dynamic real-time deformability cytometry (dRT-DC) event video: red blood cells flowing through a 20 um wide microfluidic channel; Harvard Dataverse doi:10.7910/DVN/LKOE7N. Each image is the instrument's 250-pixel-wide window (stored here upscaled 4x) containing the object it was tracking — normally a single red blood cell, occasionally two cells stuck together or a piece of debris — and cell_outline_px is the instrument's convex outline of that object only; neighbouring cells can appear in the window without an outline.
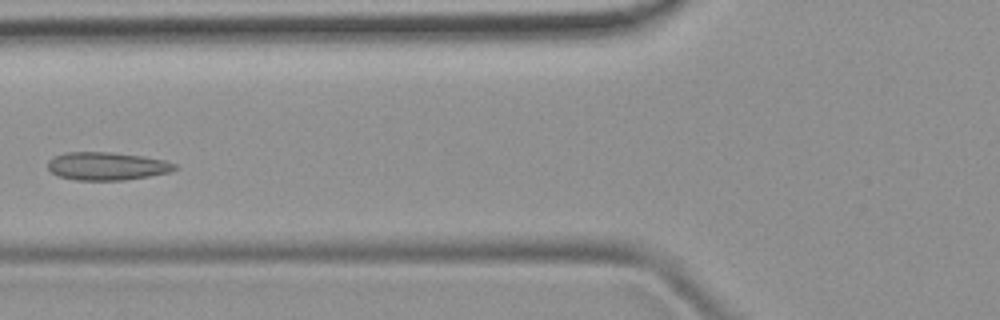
{"species": "common noctule bat (a hibernating species)", "species_latin": "Nyctalus noctula", "temperature_condition": "room temperature", "stored_images_in_passage": 6, "camera_frame_rate_fps": 3000, "um_per_image_px": 0.085, "animal": {"sex": "female", "body_mass_g": 19.9}, "frame": {"image": 1, "passage_image": 5, "time_ms": 5.667, "image_size_px": [1000, 320], "cell_outline_px": [[180, 168], [172, 172], [124, 180], [76, 180], [60, 176], [52, 172], [48, 168], [48, 160], [52, 156], [64, 152], [112, 152], [144, 156], [164, 160], [176, 164]], "centroid_in_image_um": [9.11, 14.11], "position_along_channel_um": 116.7, "area_um2": 20.92}}
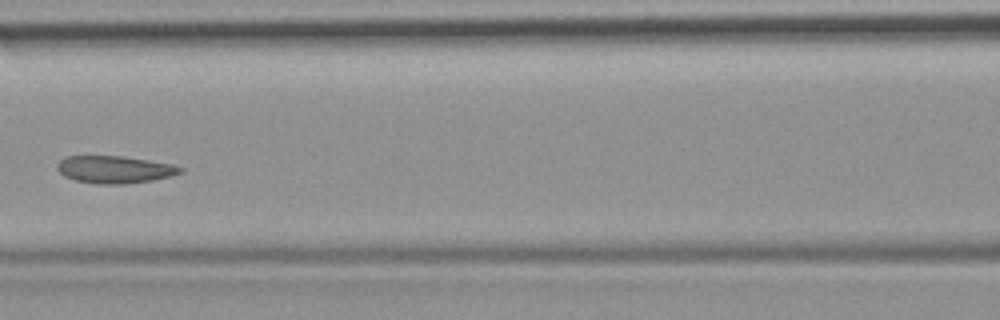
{"frame": {"image": 2, "passage_image": 6, "time_ms": 6.667, "image_size_px": [1000, 320], "cell_outline_px": [[184, 172], [172, 176], [152, 180], [124, 184], [96, 184], [76, 180], [64, 176], [56, 168], [56, 164], [60, 160], [68, 156], [124, 156], [172, 164], [184, 168]], "centroid_in_image_um": [9.76, 14.41], "position_along_channel_um": 156.8, "area_um2": 19.71}}